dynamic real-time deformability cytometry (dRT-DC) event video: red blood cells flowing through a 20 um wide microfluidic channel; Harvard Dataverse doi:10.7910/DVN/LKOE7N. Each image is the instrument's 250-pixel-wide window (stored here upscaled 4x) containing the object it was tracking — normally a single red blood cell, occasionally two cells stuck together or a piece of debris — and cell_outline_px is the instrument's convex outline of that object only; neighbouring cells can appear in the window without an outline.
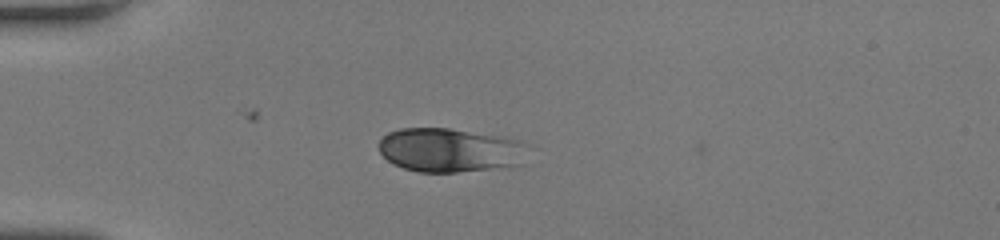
{"species": "human", "species_latin": "Homo sapiens", "temperature_condition": "room temperature", "stored_images_in_passage": 38, "camera_frame_rate_fps": 3000, "um_per_image_px": 0.085, "donor": {"sex": "female"}, "frame": {"image": 1, "passage_image": 1, "time_ms": 0.0, "image_size_px": [1000, 240], "cell_outline_px": [[528, 144], [524, 164], [456, 172], [416, 172], [392, 164], [380, 152], [380, 140], [388, 132], [400, 128], [448, 128], [504, 136], [524, 140]], "centroid_in_image_um": [38.3, 12.75], "position_along_channel_um": 46.7, "area_um2": 38.55}}
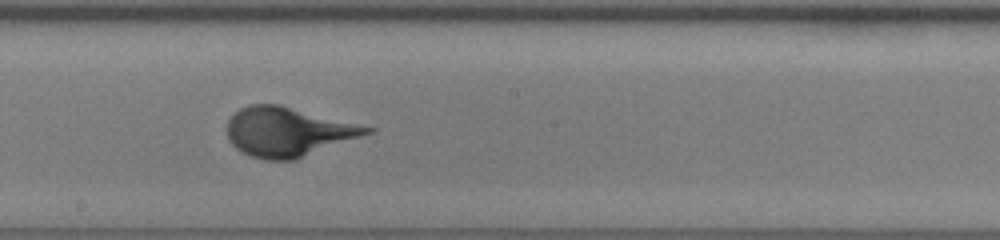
{"frame": {"image": 2, "passage_image": 16, "time_ms": 5.0, "image_size_px": [1000, 240], "cell_outline_px": [[376, 128], [372, 132], [296, 160], [264, 160], [240, 152], [228, 140], [228, 120], [240, 108], [248, 104], [280, 104]], "centroid_in_image_um": [24.47, 11.2], "position_along_channel_um": 223.7, "area_um2": 40.11}}
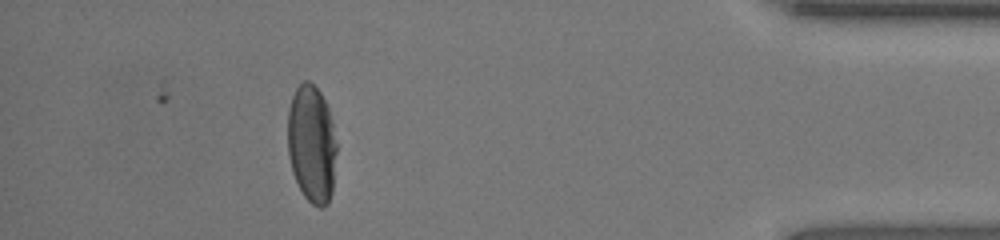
{"frame": {"image": 3, "passage_image": 33, "time_ms": 10.667, "image_size_px": [1000, 240], "cell_outline_px": [[336, 152], [332, 192], [328, 204], [324, 208], [320, 208], [312, 204], [304, 196], [292, 172], [288, 152], [288, 108], [292, 96], [296, 88], [304, 80], [308, 80], [320, 92], [328, 108], [332, 124], [336, 144]], "centroid_in_image_um": [26.49, 12.25], "position_along_channel_um": 408.7, "area_um2": 33.52}}